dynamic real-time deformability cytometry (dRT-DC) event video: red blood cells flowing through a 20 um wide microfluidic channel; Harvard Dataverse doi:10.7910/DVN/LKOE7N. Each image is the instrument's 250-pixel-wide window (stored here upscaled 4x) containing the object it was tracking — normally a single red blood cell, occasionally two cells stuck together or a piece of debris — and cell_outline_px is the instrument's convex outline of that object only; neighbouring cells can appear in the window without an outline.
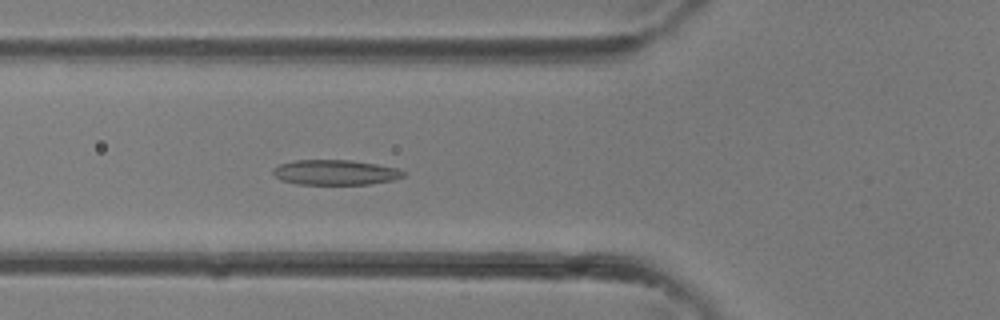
{"species": "common noctule bat (a hibernating species)", "species_latin": "Nyctalus noctula", "temperature_condition": "room temperature", "stored_images_in_passage": 37, "camera_frame_rate_fps": 3000, "um_per_image_px": 0.085, "animal": {"sex": "female"}, "frame": {"image": 1, "passage_image": 13, "time_ms": 4.0, "image_size_px": [1000, 320], "cell_outline_px": [[408, 172], [404, 176], [392, 180], [368, 184], [296, 184], [280, 180], [272, 172], [272, 168], [280, 164], [296, 160], [352, 160], [376, 164], [396, 168]], "centroid_in_image_um": [28.49, 14.65], "position_along_channel_um": 97.3, "area_um2": 19.07}}
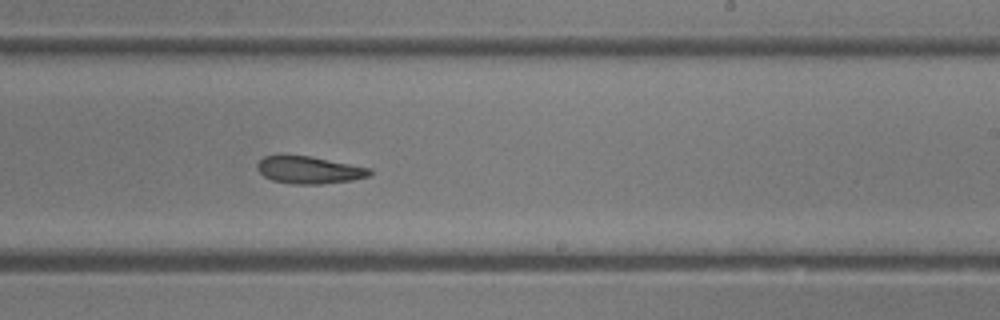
{"frame": {"image": 2, "passage_image": 22, "time_ms": 7.0, "image_size_px": [1000, 320], "cell_outline_px": [[372, 172], [368, 176], [352, 180], [320, 184], [292, 184], [272, 180], [264, 176], [256, 168], [256, 164], [264, 156], [280, 152], [308, 156], [372, 168]], "centroid_in_image_um": [26.2, 14.41], "position_along_channel_um": 262.8, "area_um2": 18.32}}
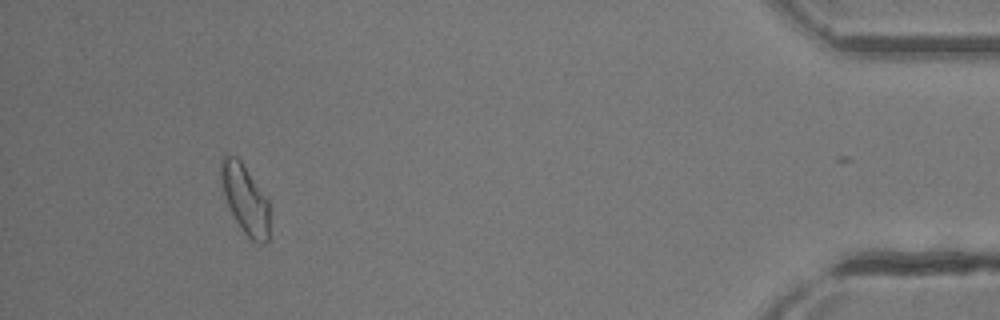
{"frame": {"image": 3, "passage_image": 34, "time_ms": 11.0, "image_size_px": [1000, 320], "cell_outline_px": [[268, 240], [260, 244], [252, 240], [244, 232], [228, 208], [224, 196], [220, 176], [220, 160], [224, 152], [228, 152], [236, 156], [240, 160], [268, 200]], "centroid_in_image_um": [20.78, 16.86], "position_along_channel_um": 414.4, "area_um2": 19.48}}